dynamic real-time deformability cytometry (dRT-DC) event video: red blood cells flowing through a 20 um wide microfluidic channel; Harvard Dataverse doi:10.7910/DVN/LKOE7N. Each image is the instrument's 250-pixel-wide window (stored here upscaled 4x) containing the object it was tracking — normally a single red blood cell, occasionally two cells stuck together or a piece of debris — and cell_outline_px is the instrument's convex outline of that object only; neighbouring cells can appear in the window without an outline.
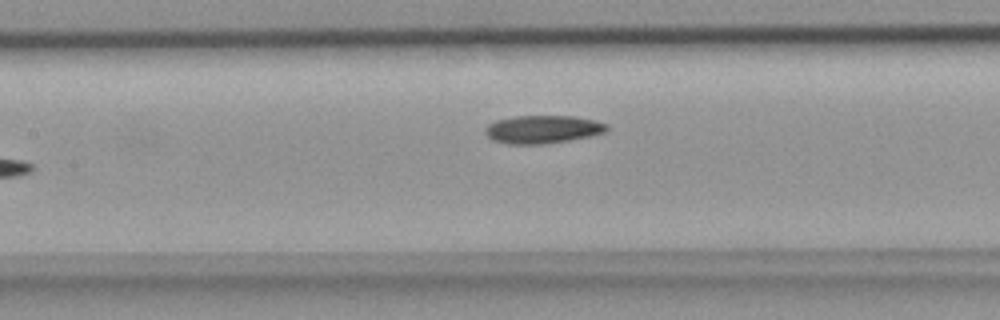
{"species": "common noctule bat (a hibernating species)", "species_latin": "Nyctalus noctula", "temperature_condition": "room temperature", "stored_images_in_passage": 7, "camera_frame_rate_fps": 3000, "um_per_image_px": 0.085, "animal": {"sex": "female", "body_mass_g": 18.4}, "frame": {"image": 1, "passage_image": 7, "time_ms": 2.0, "image_size_px": [1000, 320], "cell_outline_px": [[608, 128], [604, 132], [588, 136], [568, 140], [544, 144], [508, 144], [492, 140], [484, 132], [484, 128], [488, 124], [496, 120], [516, 116], [572, 116], [596, 120], [608, 124]], "centroid_in_image_um": [46.1, 10.99], "position_along_channel_um": 161.3, "area_um2": 19.83}}